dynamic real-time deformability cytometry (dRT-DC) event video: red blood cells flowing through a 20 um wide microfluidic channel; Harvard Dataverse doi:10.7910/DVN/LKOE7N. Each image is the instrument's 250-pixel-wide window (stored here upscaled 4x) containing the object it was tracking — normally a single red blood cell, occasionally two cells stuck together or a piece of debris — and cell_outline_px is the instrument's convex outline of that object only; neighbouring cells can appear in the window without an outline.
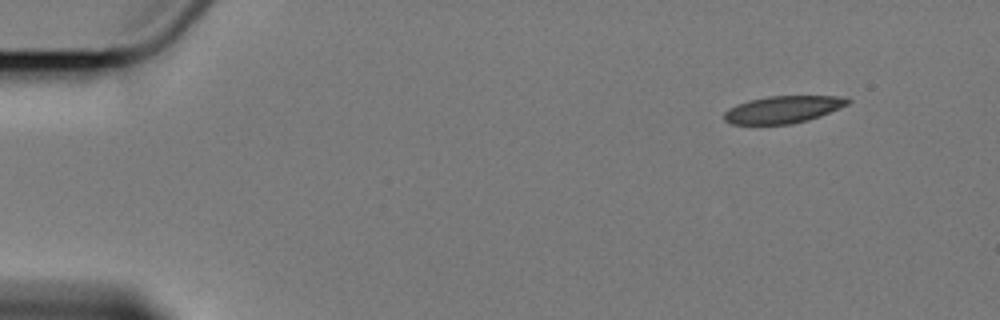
{"species": "Egyptian fruit bat (a non-hibernating species)", "species_latin": "Rousettus aegyptiacus", "temperature_condition": "cold", "stored_images_in_passage": 14, "camera_frame_rate_fps": 3000, "um_per_image_px": 0.085, "animal": {"sex": "female"}, "frame": {"image": 1, "passage_image": 1, "time_ms": 0.0, "image_size_px": [1000, 320], "cell_outline_px": [[852, 100], [848, 104], [840, 108], [820, 116], [808, 120], [792, 124], [732, 124], [724, 120], [724, 112], [728, 108], [736, 104], [748, 100], [768, 96], [840, 96]], "centroid_in_image_um": [66.54, 9.3], "position_along_channel_um": 18.5, "area_um2": 19.65}}
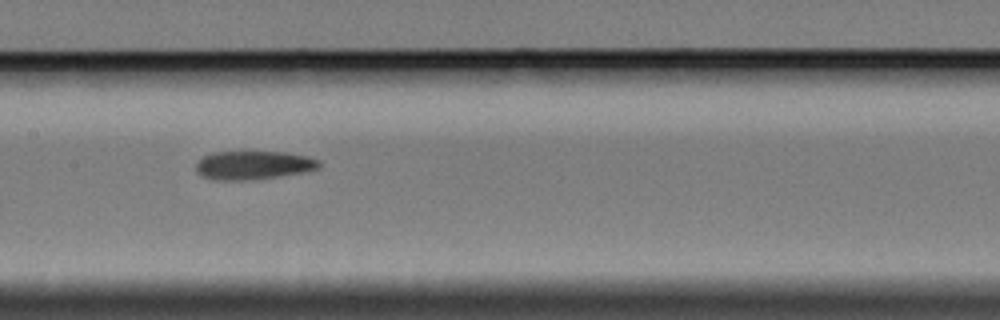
{"frame": {"image": 2, "passage_image": 7, "time_ms": 8.0, "image_size_px": [1000, 320], "cell_outline_px": [[320, 168], [304, 172], [276, 176], [244, 180], [216, 180], [204, 176], [196, 172], [196, 164], [204, 156], [212, 152], [284, 152], [308, 156], [320, 160]], "centroid_in_image_um": [21.56, 14.03], "position_along_channel_um": 185.8, "area_um2": 20.29}}
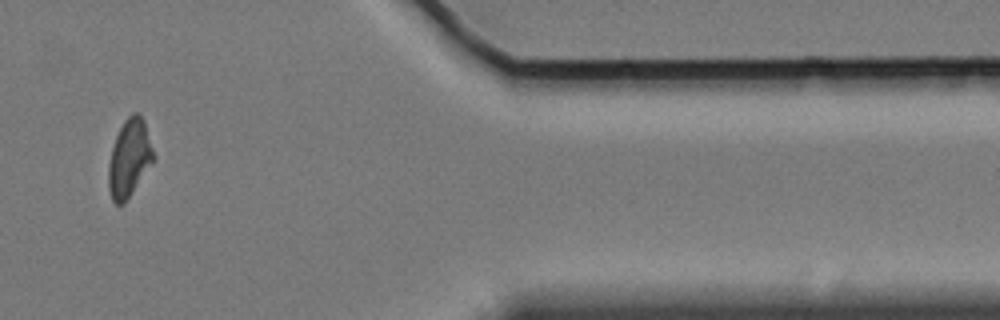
{"frame": {"image": 3, "passage_image": 12, "time_ms": 15.333, "image_size_px": [1000, 320], "cell_outline_px": [[152, 160], [124, 204], [116, 204], [112, 200], [108, 188], [108, 164], [112, 148], [116, 136], [124, 120], [132, 112], [136, 112], [144, 120], [152, 148]], "centroid_in_image_um": [10.94, 13.43], "position_along_channel_um": 400.5, "area_um2": 19.65}, "authors_computed_cell_mechanics": {"area_um2": 20.2589, "velocity_mm_per_s": 3.3661, "shape_relaxation_time_tau1_ms": 7.0436, "shape_relaxation_time_tau2_ms": 3.7525, "deformation_change_tau1": 0.1757, "deformation_change_tau2": 0.1273}}